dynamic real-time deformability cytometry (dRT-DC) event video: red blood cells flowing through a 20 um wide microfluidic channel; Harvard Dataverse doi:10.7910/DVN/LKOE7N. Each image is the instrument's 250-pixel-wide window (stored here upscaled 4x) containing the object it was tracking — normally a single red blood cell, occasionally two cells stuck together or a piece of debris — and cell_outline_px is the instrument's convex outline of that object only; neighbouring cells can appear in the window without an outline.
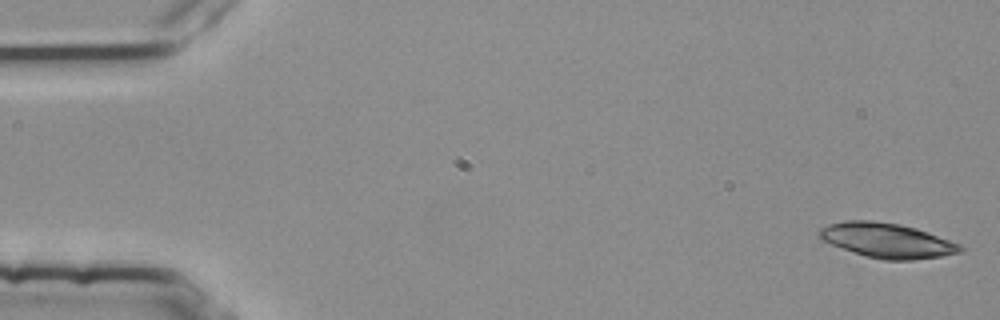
{"species": "common noctule bat (a hibernating species)", "species_latin": "Nyctalus noctula", "temperature_condition": "room temperature", "stored_images_in_passage": 52, "camera_frame_rate_fps": 3000, "um_per_image_px": 0.085, "animal": {"sex": "female", "body_mass_g": 25.1}, "frame": {"image": 1, "passage_image": 1, "time_ms": 0.0, "image_size_px": [1000, 320], "cell_outline_px": [[964, 248], [960, 252], [940, 256], [912, 260], [884, 260], [864, 256], [820, 240], [816, 232], [820, 228], [828, 224], [844, 220], [872, 220], [900, 224], [916, 228], [928, 232], [960, 244]], "centroid_in_image_um": [75.34, 20.43], "position_along_channel_um": 9.7, "area_um2": 28.67}}
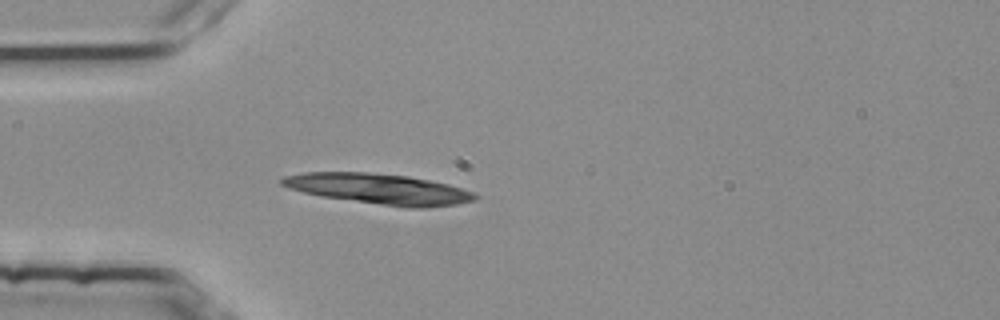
{"frame": {"image": 2, "passage_image": 15, "time_ms": 4.667, "image_size_px": [1000, 320], "cell_outline_px": [[480, 196], [476, 200], [456, 204], [424, 208], [408, 208], [320, 196], [288, 188], [280, 184], [280, 180], [284, 176], [304, 172], [368, 172], [408, 176], [432, 180], [448, 184], [472, 192]], "centroid_in_image_um": [32.21, 16.05], "position_along_channel_um": 52.8, "area_um2": 34.33}}